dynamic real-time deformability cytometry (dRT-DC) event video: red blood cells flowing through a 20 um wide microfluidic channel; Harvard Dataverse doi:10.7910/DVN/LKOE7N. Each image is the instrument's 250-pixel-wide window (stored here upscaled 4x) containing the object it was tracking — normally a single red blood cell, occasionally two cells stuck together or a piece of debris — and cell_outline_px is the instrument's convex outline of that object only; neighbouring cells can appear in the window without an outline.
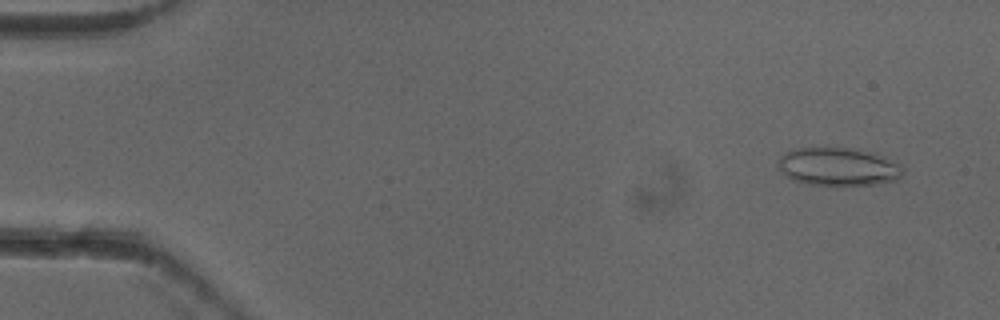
{"species": "common noctule bat (a hibernating species)", "species_latin": "Nyctalus noctula", "temperature_condition": "cold", "stored_images_in_passage": 6, "camera_frame_rate_fps": 3000, "um_per_image_px": 0.085, "animal": {"sex": "female"}, "frame": {"image": 1, "passage_image": 2, "time_ms": 0.333, "image_size_px": [1000, 320], "cell_outline_px": [[904, 172], [896, 180], [876, 184], [808, 184], [792, 180], [776, 164], [780, 156], [784, 152], [800, 148], [856, 148], [872, 152], [900, 164], [904, 168]], "centroid_in_image_um": [71.26, 14.15], "position_along_channel_um": 13.7, "area_um2": 27.4}}
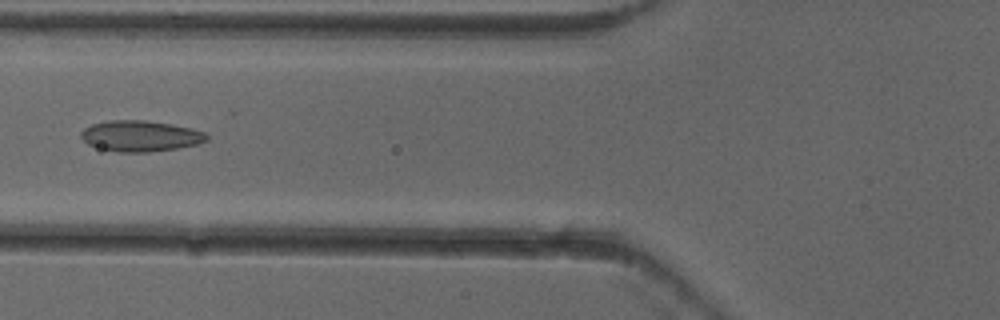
{"frame": {"image": 2, "passage_image": 6, "time_ms": 1.667, "image_size_px": [1000, 320], "cell_outline_px": [[208, 140], [200, 144], [176, 148], [148, 152], [116, 152], [100, 148], [88, 144], [80, 136], [80, 132], [84, 128], [92, 124], [108, 120], [144, 120], [172, 124], [192, 128], [204, 132], [208, 136]], "centroid_in_image_um": [11.94, 11.56], "position_along_channel_um": 113.9, "area_um2": 22.72}}